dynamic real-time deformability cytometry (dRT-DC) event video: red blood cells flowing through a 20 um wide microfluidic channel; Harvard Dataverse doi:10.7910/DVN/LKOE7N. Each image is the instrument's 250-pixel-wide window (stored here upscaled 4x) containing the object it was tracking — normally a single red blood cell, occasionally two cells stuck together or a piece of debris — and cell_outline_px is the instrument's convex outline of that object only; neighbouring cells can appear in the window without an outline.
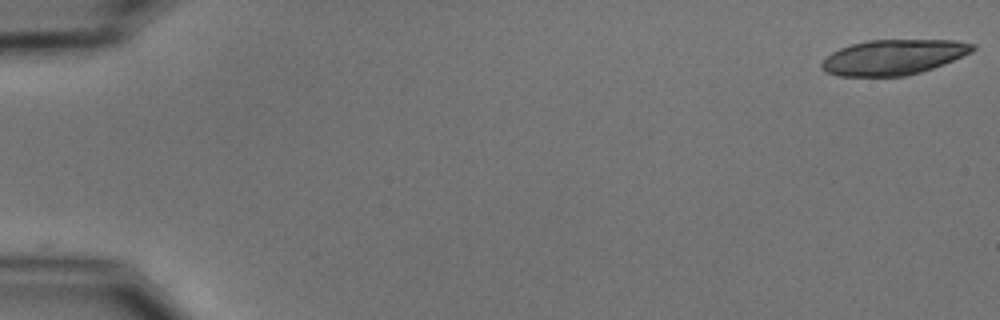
{"species": "common noctule bat (a hibernating species)", "species_latin": "Nyctalus noctula", "temperature_condition": "cold", "stored_images_in_passage": 10, "camera_frame_rate_fps": 3000, "um_per_image_px": 0.085, "animal": {"sex": "male", "body_mass_g": 15.6}, "frame": {"image": 1, "passage_image": 1, "time_ms": 0.0, "image_size_px": [1000, 320], "cell_outline_px": [[976, 48], [972, 52], [944, 64], [920, 72], [904, 76], [836, 76], [820, 68], [820, 64], [832, 52], [840, 48], [852, 44], [868, 40], [956, 40], [976, 44]], "centroid_in_image_um": [75.96, 4.85], "position_along_channel_um": 9.0, "area_um2": 30.92}}